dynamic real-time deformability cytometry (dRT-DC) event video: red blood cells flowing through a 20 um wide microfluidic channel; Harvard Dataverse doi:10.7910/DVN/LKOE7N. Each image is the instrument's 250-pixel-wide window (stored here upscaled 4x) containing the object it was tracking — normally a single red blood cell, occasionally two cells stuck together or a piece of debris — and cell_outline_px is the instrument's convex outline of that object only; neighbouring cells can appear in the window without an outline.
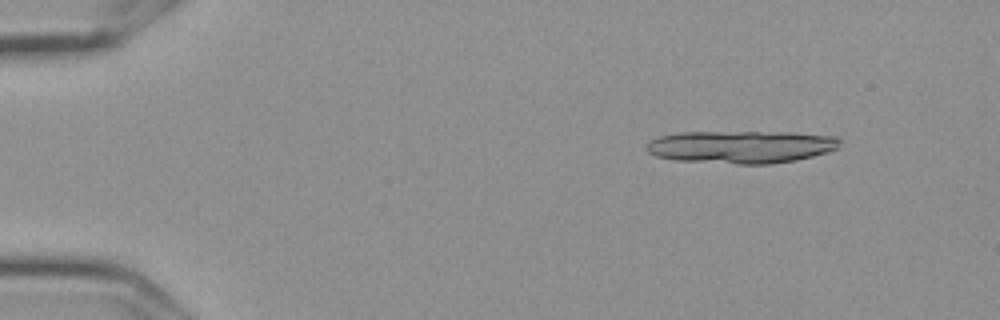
{"species": "Egyptian fruit bat (a non-hibernating species)", "species_latin": "Rousettus aegyptiacus", "temperature_condition": "cold", "stored_images_in_passage": 6, "camera_frame_rate_fps": 3000, "um_per_image_px": 0.085, "frame": {"image": 1, "passage_image": 2, "time_ms": 0.333, "image_size_px": [1000, 320], "cell_outline_px": [[840, 140], [836, 148], [828, 152], [796, 160], [772, 164], [736, 164], [676, 160], [656, 156], [648, 152], [644, 148], [652, 140], [660, 136], [680, 132], [792, 132], [836, 136]], "centroid_in_image_um": [63.0, 12.48], "position_along_channel_um": 22.0, "area_um2": 36.88}}